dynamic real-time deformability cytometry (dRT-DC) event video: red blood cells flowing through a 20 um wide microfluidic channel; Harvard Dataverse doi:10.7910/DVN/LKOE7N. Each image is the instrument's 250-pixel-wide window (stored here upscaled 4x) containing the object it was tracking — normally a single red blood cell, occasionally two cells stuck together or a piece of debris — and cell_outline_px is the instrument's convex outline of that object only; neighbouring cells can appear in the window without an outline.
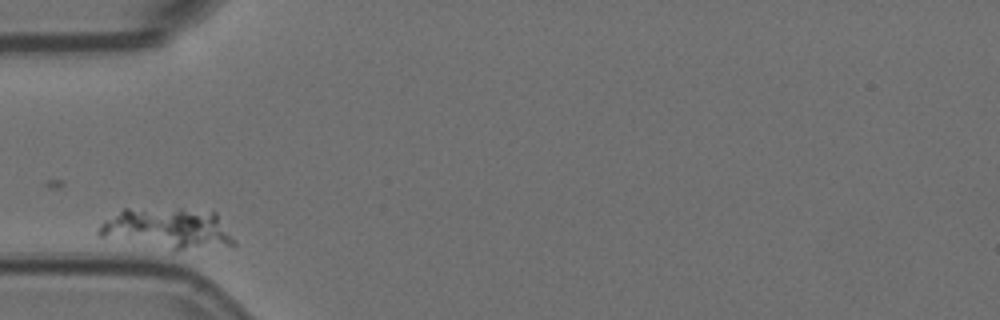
{"species": "Egyptian fruit bat (a non-hibernating species)", "species_latin": "Rousettus aegyptiacus", "temperature_condition": "room temperature", "stored_images_in_passage": 3, "camera_frame_rate_fps": 3000, "um_per_image_px": 0.085, "animal": {"sex": "female"}, "frame": {"image": 1, "passage_image": 1, "time_ms": 0.0, "image_size_px": [1000, 320], "cell_outline_px": [[236, 244], [176, 252], [172, 252], [100, 236], [96, 232], [96, 228], [104, 220], [124, 208], [180, 208], [216, 212]], "centroid_in_image_um": [14.19, 19.44], "position_along_channel_um": 70.8, "area_um2": 32.89}}
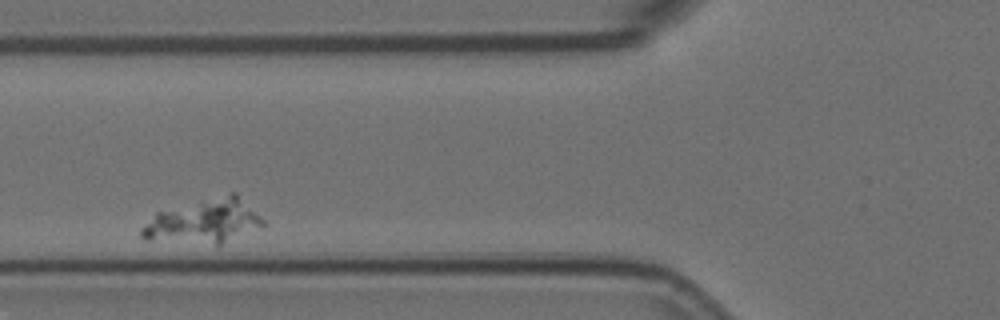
{"frame": {"image": 2, "passage_image": 2, "time_ms": 0.333, "image_size_px": [1000, 320], "cell_outline_px": [[268, 224], [216, 248], [144, 240], [140, 236], [140, 228], [156, 212], [228, 192], [236, 192]], "centroid_in_image_um": [17.32, 18.88], "position_along_channel_um": 108.5, "area_um2": 32.77}}